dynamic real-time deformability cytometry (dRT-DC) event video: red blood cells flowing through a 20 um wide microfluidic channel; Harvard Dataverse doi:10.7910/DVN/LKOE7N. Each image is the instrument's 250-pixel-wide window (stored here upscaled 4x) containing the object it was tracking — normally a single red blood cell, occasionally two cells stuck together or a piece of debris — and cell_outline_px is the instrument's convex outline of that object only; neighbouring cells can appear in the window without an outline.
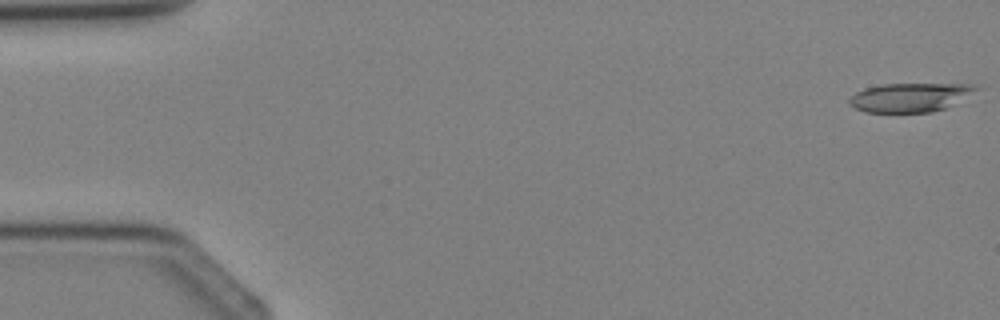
{"species": "Egyptian fruit bat (a non-hibernating species)", "species_latin": "Rousettus aegyptiacus", "temperature_condition": "cold", "stored_images_in_passage": 4, "camera_frame_rate_fps": 3000, "um_per_image_px": 0.085, "animal": {"sex": "female"}, "frame": {"image": 1, "passage_image": 1, "time_ms": 0.0, "image_size_px": [1000, 320], "cell_outline_px": [[976, 88], [944, 108], [932, 112], [864, 112], [848, 104], [848, 100], [856, 92], [864, 88], [884, 84], [976, 84]], "centroid_in_image_um": [77.22, 8.27], "position_along_channel_um": 7.8, "area_um2": 20.69}}